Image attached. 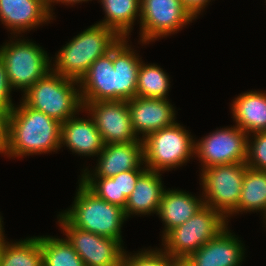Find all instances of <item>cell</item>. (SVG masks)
Here are the masks:
<instances>
[{"mask_svg":"<svg viewBox=\"0 0 266 266\" xmlns=\"http://www.w3.org/2000/svg\"><path fill=\"white\" fill-rule=\"evenodd\" d=\"M19 103L8 113L7 137L0 154L14 159L59 151L61 123L21 99Z\"/></svg>","mask_w":266,"mask_h":266,"instance_id":"obj_1","label":"cell"},{"mask_svg":"<svg viewBox=\"0 0 266 266\" xmlns=\"http://www.w3.org/2000/svg\"><path fill=\"white\" fill-rule=\"evenodd\" d=\"M120 39L114 30L95 23L55 53L51 69L63 77L80 81L91 64L110 51Z\"/></svg>","mask_w":266,"mask_h":266,"instance_id":"obj_2","label":"cell"},{"mask_svg":"<svg viewBox=\"0 0 266 266\" xmlns=\"http://www.w3.org/2000/svg\"><path fill=\"white\" fill-rule=\"evenodd\" d=\"M21 99L27 106L60 123L84 112L79 81L63 77L52 69L36 81Z\"/></svg>","mask_w":266,"mask_h":266,"instance_id":"obj_3","label":"cell"},{"mask_svg":"<svg viewBox=\"0 0 266 266\" xmlns=\"http://www.w3.org/2000/svg\"><path fill=\"white\" fill-rule=\"evenodd\" d=\"M70 208L60 212L74 227L119 240L127 218L124 209L97 197L80 180Z\"/></svg>","mask_w":266,"mask_h":266,"instance_id":"obj_4","label":"cell"},{"mask_svg":"<svg viewBox=\"0 0 266 266\" xmlns=\"http://www.w3.org/2000/svg\"><path fill=\"white\" fill-rule=\"evenodd\" d=\"M189 131L176 120L172 126L147 135L142 140L146 168L164 173L196 158L195 140Z\"/></svg>","mask_w":266,"mask_h":266,"instance_id":"obj_5","label":"cell"},{"mask_svg":"<svg viewBox=\"0 0 266 266\" xmlns=\"http://www.w3.org/2000/svg\"><path fill=\"white\" fill-rule=\"evenodd\" d=\"M227 218L204 205L189 220L170 230L161 240V249L174 259H186L228 227Z\"/></svg>","mask_w":266,"mask_h":266,"instance_id":"obj_6","label":"cell"},{"mask_svg":"<svg viewBox=\"0 0 266 266\" xmlns=\"http://www.w3.org/2000/svg\"><path fill=\"white\" fill-rule=\"evenodd\" d=\"M10 38L12 40L0 46V57L4 61L12 89H20L24 94L51 70L53 57H49L47 51L34 41L12 35Z\"/></svg>","mask_w":266,"mask_h":266,"instance_id":"obj_7","label":"cell"},{"mask_svg":"<svg viewBox=\"0 0 266 266\" xmlns=\"http://www.w3.org/2000/svg\"><path fill=\"white\" fill-rule=\"evenodd\" d=\"M246 162L203 168L199 183L204 205L221 212L226 218L238 207Z\"/></svg>","mask_w":266,"mask_h":266,"instance_id":"obj_8","label":"cell"},{"mask_svg":"<svg viewBox=\"0 0 266 266\" xmlns=\"http://www.w3.org/2000/svg\"><path fill=\"white\" fill-rule=\"evenodd\" d=\"M195 18L181 0H140L139 44L166 38L192 23Z\"/></svg>","mask_w":266,"mask_h":266,"instance_id":"obj_9","label":"cell"},{"mask_svg":"<svg viewBox=\"0 0 266 266\" xmlns=\"http://www.w3.org/2000/svg\"><path fill=\"white\" fill-rule=\"evenodd\" d=\"M57 219L65 239L85 266H121L125 249L119 240L76 228L60 212Z\"/></svg>","mask_w":266,"mask_h":266,"instance_id":"obj_10","label":"cell"},{"mask_svg":"<svg viewBox=\"0 0 266 266\" xmlns=\"http://www.w3.org/2000/svg\"><path fill=\"white\" fill-rule=\"evenodd\" d=\"M247 137L246 132L233 125L217 128L199 141L195 140V156L201 168L246 162Z\"/></svg>","mask_w":266,"mask_h":266,"instance_id":"obj_11","label":"cell"},{"mask_svg":"<svg viewBox=\"0 0 266 266\" xmlns=\"http://www.w3.org/2000/svg\"><path fill=\"white\" fill-rule=\"evenodd\" d=\"M83 111L93 119L104 144L129 143L138 138L133 130L127 101L82 102Z\"/></svg>","mask_w":266,"mask_h":266,"instance_id":"obj_12","label":"cell"},{"mask_svg":"<svg viewBox=\"0 0 266 266\" xmlns=\"http://www.w3.org/2000/svg\"><path fill=\"white\" fill-rule=\"evenodd\" d=\"M93 170L83 168L81 178L113 177L128 170H147L144 165L143 141L129 143L104 144L97 156ZM143 166V167H142Z\"/></svg>","mask_w":266,"mask_h":266,"instance_id":"obj_13","label":"cell"},{"mask_svg":"<svg viewBox=\"0 0 266 266\" xmlns=\"http://www.w3.org/2000/svg\"><path fill=\"white\" fill-rule=\"evenodd\" d=\"M169 100L135 96L127 101L133 130L138 138L143 140L150 133L176 122L177 111Z\"/></svg>","mask_w":266,"mask_h":266,"instance_id":"obj_14","label":"cell"},{"mask_svg":"<svg viewBox=\"0 0 266 266\" xmlns=\"http://www.w3.org/2000/svg\"><path fill=\"white\" fill-rule=\"evenodd\" d=\"M48 0H0V21L13 36L50 23Z\"/></svg>","mask_w":266,"mask_h":266,"instance_id":"obj_15","label":"cell"},{"mask_svg":"<svg viewBox=\"0 0 266 266\" xmlns=\"http://www.w3.org/2000/svg\"><path fill=\"white\" fill-rule=\"evenodd\" d=\"M82 102L118 101L117 67L113 48L96 59L79 81Z\"/></svg>","mask_w":266,"mask_h":266,"instance_id":"obj_16","label":"cell"},{"mask_svg":"<svg viewBox=\"0 0 266 266\" xmlns=\"http://www.w3.org/2000/svg\"><path fill=\"white\" fill-rule=\"evenodd\" d=\"M245 250L239 237L227 227L186 260L191 266H241Z\"/></svg>","mask_w":266,"mask_h":266,"instance_id":"obj_17","label":"cell"},{"mask_svg":"<svg viewBox=\"0 0 266 266\" xmlns=\"http://www.w3.org/2000/svg\"><path fill=\"white\" fill-rule=\"evenodd\" d=\"M79 118L74 115L61 123L60 147H67L78 156H98L104 147L103 139L91 116Z\"/></svg>","mask_w":266,"mask_h":266,"instance_id":"obj_18","label":"cell"},{"mask_svg":"<svg viewBox=\"0 0 266 266\" xmlns=\"http://www.w3.org/2000/svg\"><path fill=\"white\" fill-rule=\"evenodd\" d=\"M168 189L163 192L157 213L164 225L161 238L173 228L185 223L204 206L201 194L197 198L185 190Z\"/></svg>","mask_w":266,"mask_h":266,"instance_id":"obj_19","label":"cell"},{"mask_svg":"<svg viewBox=\"0 0 266 266\" xmlns=\"http://www.w3.org/2000/svg\"><path fill=\"white\" fill-rule=\"evenodd\" d=\"M162 172L146 170L137 180L136 185L124 208L128 219L131 215H152L158 213L164 190ZM164 186V187H163Z\"/></svg>","mask_w":266,"mask_h":266,"instance_id":"obj_20","label":"cell"},{"mask_svg":"<svg viewBox=\"0 0 266 266\" xmlns=\"http://www.w3.org/2000/svg\"><path fill=\"white\" fill-rule=\"evenodd\" d=\"M230 107L235 125L248 135L266 131V91H245L232 100Z\"/></svg>","mask_w":266,"mask_h":266,"instance_id":"obj_21","label":"cell"},{"mask_svg":"<svg viewBox=\"0 0 266 266\" xmlns=\"http://www.w3.org/2000/svg\"><path fill=\"white\" fill-rule=\"evenodd\" d=\"M145 171L128 170L113 177L80 178L79 180L97 197L124 209L138 178Z\"/></svg>","mask_w":266,"mask_h":266,"instance_id":"obj_22","label":"cell"},{"mask_svg":"<svg viewBox=\"0 0 266 266\" xmlns=\"http://www.w3.org/2000/svg\"><path fill=\"white\" fill-rule=\"evenodd\" d=\"M121 38L113 47V65L117 67L118 101H129L137 94L138 72L142 58Z\"/></svg>","mask_w":266,"mask_h":266,"instance_id":"obj_23","label":"cell"},{"mask_svg":"<svg viewBox=\"0 0 266 266\" xmlns=\"http://www.w3.org/2000/svg\"><path fill=\"white\" fill-rule=\"evenodd\" d=\"M104 19L97 23L114 30L121 38H130L135 21L140 20V0H98Z\"/></svg>","mask_w":266,"mask_h":266,"instance_id":"obj_24","label":"cell"},{"mask_svg":"<svg viewBox=\"0 0 266 266\" xmlns=\"http://www.w3.org/2000/svg\"><path fill=\"white\" fill-rule=\"evenodd\" d=\"M260 212L266 216V171L247 166L243 178L238 207L228 216L235 214Z\"/></svg>","mask_w":266,"mask_h":266,"instance_id":"obj_25","label":"cell"},{"mask_svg":"<svg viewBox=\"0 0 266 266\" xmlns=\"http://www.w3.org/2000/svg\"><path fill=\"white\" fill-rule=\"evenodd\" d=\"M0 266H43L40 236L26 237L14 243L6 241Z\"/></svg>","mask_w":266,"mask_h":266,"instance_id":"obj_26","label":"cell"},{"mask_svg":"<svg viewBox=\"0 0 266 266\" xmlns=\"http://www.w3.org/2000/svg\"><path fill=\"white\" fill-rule=\"evenodd\" d=\"M169 75L157 64L141 62L138 72L137 97L168 99Z\"/></svg>","mask_w":266,"mask_h":266,"instance_id":"obj_27","label":"cell"},{"mask_svg":"<svg viewBox=\"0 0 266 266\" xmlns=\"http://www.w3.org/2000/svg\"><path fill=\"white\" fill-rule=\"evenodd\" d=\"M43 266H85L65 238L40 236Z\"/></svg>","mask_w":266,"mask_h":266,"instance_id":"obj_28","label":"cell"},{"mask_svg":"<svg viewBox=\"0 0 266 266\" xmlns=\"http://www.w3.org/2000/svg\"><path fill=\"white\" fill-rule=\"evenodd\" d=\"M127 252L125 250L121 266H169L174 260L168 253L157 247L142 249L138 253Z\"/></svg>","mask_w":266,"mask_h":266,"instance_id":"obj_29","label":"cell"},{"mask_svg":"<svg viewBox=\"0 0 266 266\" xmlns=\"http://www.w3.org/2000/svg\"><path fill=\"white\" fill-rule=\"evenodd\" d=\"M246 165L256 170L266 171V131L248 135Z\"/></svg>","mask_w":266,"mask_h":266,"instance_id":"obj_30","label":"cell"},{"mask_svg":"<svg viewBox=\"0 0 266 266\" xmlns=\"http://www.w3.org/2000/svg\"><path fill=\"white\" fill-rule=\"evenodd\" d=\"M12 91L4 61L0 57V108H3L7 113L15 107L12 102Z\"/></svg>","mask_w":266,"mask_h":266,"instance_id":"obj_31","label":"cell"},{"mask_svg":"<svg viewBox=\"0 0 266 266\" xmlns=\"http://www.w3.org/2000/svg\"><path fill=\"white\" fill-rule=\"evenodd\" d=\"M184 7L197 19L201 12L205 11L211 0H181Z\"/></svg>","mask_w":266,"mask_h":266,"instance_id":"obj_32","label":"cell"},{"mask_svg":"<svg viewBox=\"0 0 266 266\" xmlns=\"http://www.w3.org/2000/svg\"><path fill=\"white\" fill-rule=\"evenodd\" d=\"M7 116L8 113L0 108V150L3 148L7 137Z\"/></svg>","mask_w":266,"mask_h":266,"instance_id":"obj_33","label":"cell"},{"mask_svg":"<svg viewBox=\"0 0 266 266\" xmlns=\"http://www.w3.org/2000/svg\"><path fill=\"white\" fill-rule=\"evenodd\" d=\"M88 1H92V0H48V5H49V11H50V14L52 15V17L54 18L55 16H53V7L55 4H64L66 6H74V4H78V3H83V2H88ZM55 3V4H54Z\"/></svg>","mask_w":266,"mask_h":266,"instance_id":"obj_34","label":"cell"},{"mask_svg":"<svg viewBox=\"0 0 266 266\" xmlns=\"http://www.w3.org/2000/svg\"><path fill=\"white\" fill-rule=\"evenodd\" d=\"M169 266H191L186 259H174Z\"/></svg>","mask_w":266,"mask_h":266,"instance_id":"obj_35","label":"cell"},{"mask_svg":"<svg viewBox=\"0 0 266 266\" xmlns=\"http://www.w3.org/2000/svg\"><path fill=\"white\" fill-rule=\"evenodd\" d=\"M2 219H3V218H2V216H1V214H0V237H5V235H4V232H5V231H4V228H3V226H4L3 224H4V223H3Z\"/></svg>","mask_w":266,"mask_h":266,"instance_id":"obj_36","label":"cell"},{"mask_svg":"<svg viewBox=\"0 0 266 266\" xmlns=\"http://www.w3.org/2000/svg\"><path fill=\"white\" fill-rule=\"evenodd\" d=\"M5 238L6 237H0V260H1V255H2V249L4 247L5 242L7 241Z\"/></svg>","mask_w":266,"mask_h":266,"instance_id":"obj_37","label":"cell"},{"mask_svg":"<svg viewBox=\"0 0 266 266\" xmlns=\"http://www.w3.org/2000/svg\"><path fill=\"white\" fill-rule=\"evenodd\" d=\"M263 222L265 223L264 225H266V216L263 218ZM266 227V226H264Z\"/></svg>","mask_w":266,"mask_h":266,"instance_id":"obj_38","label":"cell"}]
</instances>
